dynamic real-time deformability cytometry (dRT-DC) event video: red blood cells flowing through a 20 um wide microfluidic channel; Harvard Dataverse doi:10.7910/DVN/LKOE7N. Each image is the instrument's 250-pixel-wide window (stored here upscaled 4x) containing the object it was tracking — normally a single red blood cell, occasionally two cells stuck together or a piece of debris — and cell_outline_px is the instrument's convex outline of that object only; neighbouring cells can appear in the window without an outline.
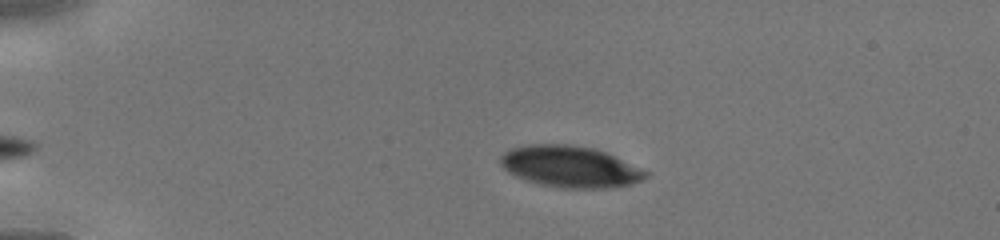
{"species": "human", "species_latin": "Homo sapiens", "temperature_condition": "cold", "stored_images_in_passage": 38, "camera_frame_rate_fps": 3000, "um_per_image_px": 0.085, "donor": {"sex": "male"}, "frame": {"image": 1, "passage_image": 3, "time_ms": 0.667, "image_size_px": [1000, 240], "cell_outline_px": [[648, 176], [632, 184], [608, 188], [564, 188], [540, 184], [516, 176], [508, 172], [500, 164], [500, 156], [504, 152], [512, 148], [528, 144], [572, 144], [592, 148], [604, 152], [640, 168], [648, 172]], "centroid_in_image_um": [48.43, 14.16], "position_along_channel_um": 36.6, "area_um2": 34.74}}
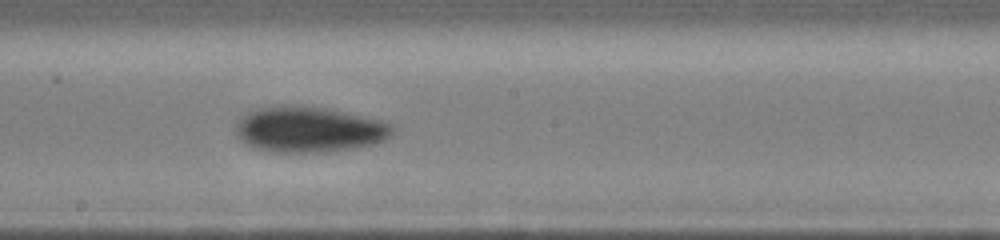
{"frame": {"image": 2, "passage_image": 19, "time_ms": 6.0, "image_size_px": [1000, 240], "cell_outline_px": [[396, 128], [384, 140], [372, 144], [348, 148], [320, 152], [276, 152], [256, 148], [248, 144], [236, 132], [236, 124], [244, 116], [260, 108], [296, 104], [304, 104], [328, 108], [380, 120], [392, 124]], "centroid_in_image_um": [26.31, 10.98], "position_along_channel_um": 221.9, "area_um2": 41.1}}
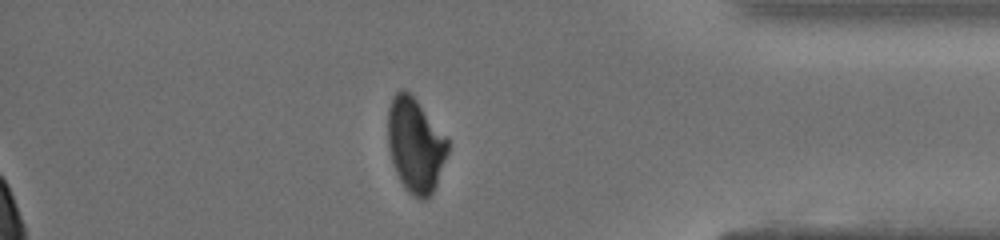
{"frame": {"image": 3, "passage_image": 32, "time_ms": 10.333, "image_size_px": [1000, 240], "cell_outline_px": [[448, 152], [436, 184], [432, 192], [424, 200], [420, 200], [412, 196], [408, 192], [400, 180], [396, 172], [388, 148], [388, 108], [392, 96], [400, 88], [404, 88], [416, 100], [448, 140]], "centroid_in_image_um": [35.28, 12.33], "position_along_channel_um": 399.9, "area_um2": 32.54}}